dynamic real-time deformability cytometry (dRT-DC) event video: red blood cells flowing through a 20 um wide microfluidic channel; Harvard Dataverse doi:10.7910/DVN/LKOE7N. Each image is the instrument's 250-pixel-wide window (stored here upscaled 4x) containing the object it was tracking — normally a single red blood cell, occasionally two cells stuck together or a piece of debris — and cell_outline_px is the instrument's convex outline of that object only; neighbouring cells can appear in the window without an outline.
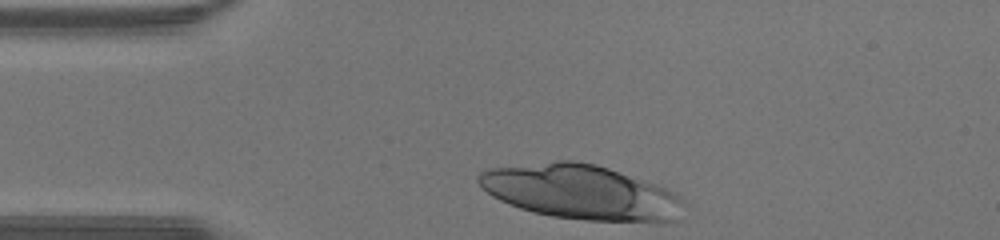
{"species": "human", "species_latin": "Homo sapiens", "temperature_condition": "warm", "stored_images_in_passage": 27, "camera_frame_rate_fps": 3000, "um_per_image_px": 0.085, "donor": {"sex": "male"}, "frame": {"image": 1, "passage_image": 1, "time_ms": 0.0, "image_size_px": [1000, 240], "cell_outline_px": [[684, 204], [680, 220], [664, 224], [660, 224], [584, 220], [552, 216], [532, 212], [520, 208], [500, 200], [492, 196], [476, 180], [476, 176], [480, 172], [488, 168], [556, 160], [576, 160], [596, 164], [656, 184], [676, 192], [684, 200]], "centroid_in_image_um": [49.47, 16.36], "position_along_channel_um": 35.5, "area_um2": 66.47}}